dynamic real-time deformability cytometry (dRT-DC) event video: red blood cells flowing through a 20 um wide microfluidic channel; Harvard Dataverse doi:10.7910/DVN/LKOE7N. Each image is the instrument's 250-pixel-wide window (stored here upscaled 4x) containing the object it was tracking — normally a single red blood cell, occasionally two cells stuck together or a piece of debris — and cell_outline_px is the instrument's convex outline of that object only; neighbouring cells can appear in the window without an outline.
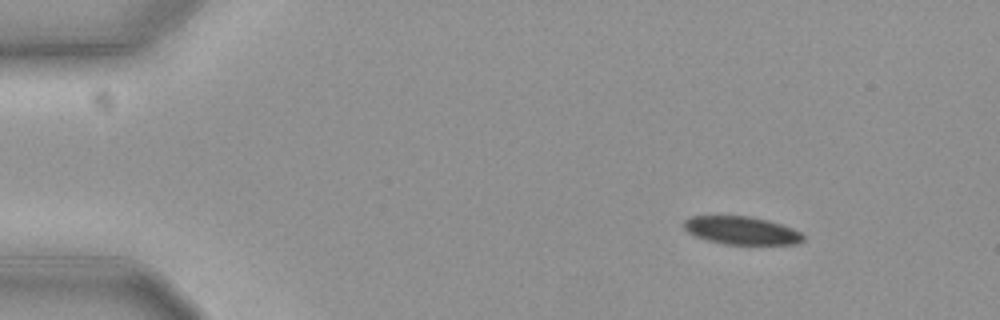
{"species": "common noctule bat (a hibernating species)", "species_latin": "Nyctalus noctula", "temperature_condition": "cold", "stored_images_in_passage": 51, "camera_frame_rate_fps": 3000, "um_per_image_px": 0.085, "animal": {"sex": "female", "body_mass_g": 19.3, "forearm_length_mm": 54.1}, "frame": {"image": 1, "passage_image": 1, "time_ms": 0.0, "image_size_px": [1000, 320], "cell_outline_px": [[804, 240], [796, 244], [724, 244], [708, 240], [696, 236], [688, 232], [684, 228], [684, 220], [692, 216], [752, 216], [768, 220], [792, 228], [800, 232], [804, 236]], "centroid_in_image_um": [63.04, 19.59], "position_along_channel_um": 22.0, "area_um2": 19.36}}
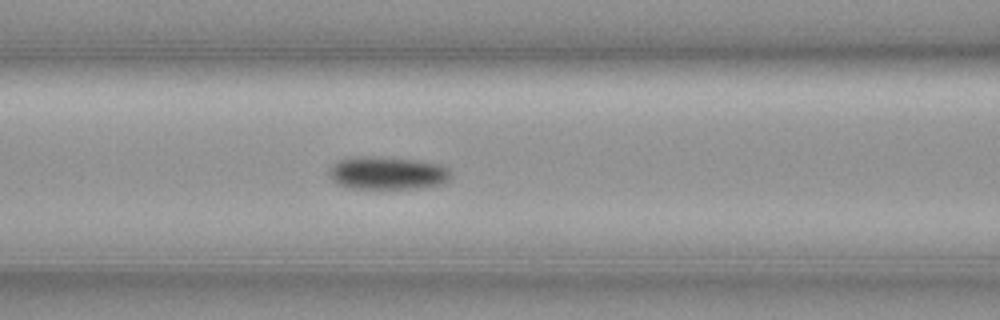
{"frame": {"image": 2, "passage_image": 18, "time_ms": 5.667, "image_size_px": [1000, 320], "cell_outline_px": [[452, 176], [448, 180], [440, 184], [420, 188], [352, 188], [340, 184], [332, 180], [328, 176], [328, 168], [336, 160], [352, 156], [376, 156], [420, 160], [440, 164], [448, 168], [452, 172]], "centroid_in_image_um": [32.91, 14.68], "position_along_channel_um": 133.7, "area_um2": 23.76}}
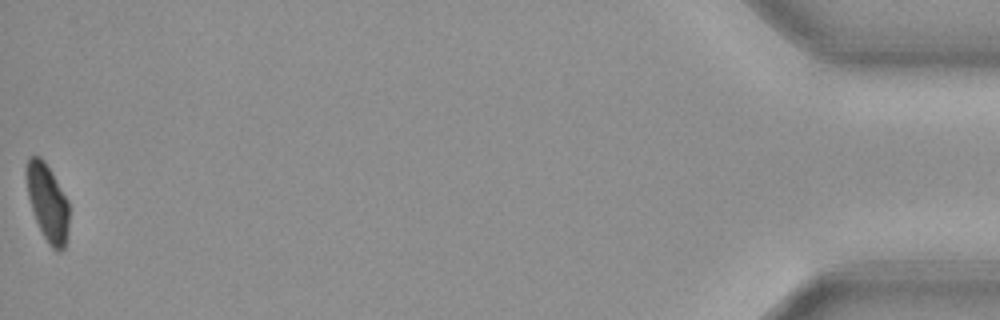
{"frame": {"image": 3, "passage_image": 51, "time_ms": 16.667, "image_size_px": [1000, 320], "cell_outline_px": [[68, 228], [64, 248], [60, 252], [52, 248], [48, 244], [36, 220], [28, 196], [28, 156], [40, 156], [44, 160], [52, 172], [68, 200]], "centroid_in_image_um": [4.07, 17.24], "position_along_channel_um": 431.1, "area_um2": 18.61}, "authors_computed_cell_mechanics": {"area_um2": 21.6172, "velocity_mm_per_s": 3.6227, "shape_relaxation_time_tau1_ms": 8.8638, "shape_relaxation_time_tau2_ms": null, "deformation_change_tau1": 0.1262, "deformation_change_tau2": null}}